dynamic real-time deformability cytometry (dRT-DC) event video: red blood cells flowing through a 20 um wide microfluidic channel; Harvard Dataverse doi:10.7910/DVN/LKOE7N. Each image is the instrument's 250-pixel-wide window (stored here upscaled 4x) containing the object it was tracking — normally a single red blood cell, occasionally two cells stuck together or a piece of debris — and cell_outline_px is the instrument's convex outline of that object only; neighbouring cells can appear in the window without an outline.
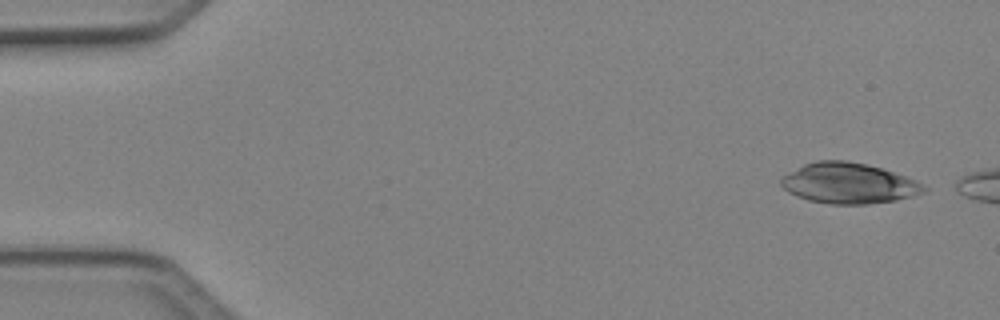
{"species": "Egyptian fruit bat (a non-hibernating species)", "species_latin": "Rousettus aegyptiacus", "temperature_condition": "cold", "stored_images_in_passage": 3, "camera_frame_rate_fps": 3000, "um_per_image_px": 0.085, "animal": {"sex": "female"}, "frame": {"image": 1, "passage_image": 1, "time_ms": 0.0, "image_size_px": [1000, 320], "cell_outline_px": [[928, 188], [924, 192], [912, 196], [896, 200], [868, 204], [832, 204], [808, 200], [796, 196], [788, 192], [780, 184], [780, 180], [784, 176], [804, 164], [816, 160], [848, 160], [880, 168], [916, 180]], "centroid_in_image_um": [72.13, 15.58], "position_along_channel_um": 12.9, "area_um2": 33.52}}